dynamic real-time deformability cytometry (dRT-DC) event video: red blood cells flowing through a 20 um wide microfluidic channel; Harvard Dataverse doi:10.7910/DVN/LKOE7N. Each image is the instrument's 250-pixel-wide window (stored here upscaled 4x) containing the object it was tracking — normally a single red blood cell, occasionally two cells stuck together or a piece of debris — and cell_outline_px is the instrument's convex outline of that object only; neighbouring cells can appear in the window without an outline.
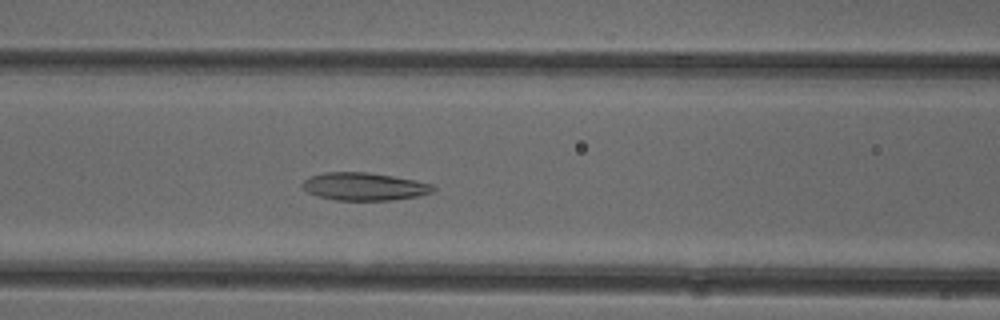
{"species": "common noctule bat (a hibernating species)", "species_latin": "Nyctalus noctula", "temperature_condition": "cold", "stored_images_in_passage": 49, "camera_frame_rate_fps": 3000, "um_per_image_px": 0.085, "animal": {"sex": "female"}, "frame": {"image": 1, "passage_image": 19, "time_ms": 6.0, "image_size_px": [1000, 320], "cell_outline_px": [[436, 188], [432, 192], [416, 196], [392, 200], [336, 200], [320, 196], [308, 192], [304, 188], [304, 180], [312, 176], [324, 172], [368, 172], [392, 176], [432, 184]], "centroid_in_image_um": [30.97, 15.85], "position_along_channel_um": 135.6, "area_um2": 20.75}}
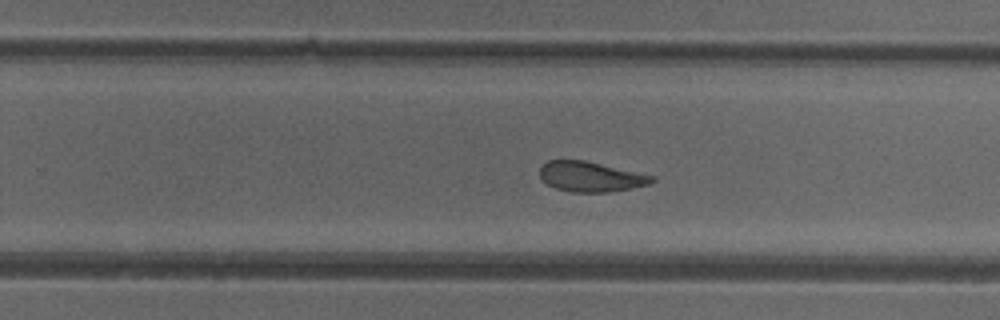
{"frame": {"image": 2, "passage_image": 30, "time_ms": 9.667, "image_size_px": [1000, 320], "cell_outline_px": [[656, 180], [648, 184], [608, 192], [572, 192], [556, 188], [544, 184], [540, 180], [540, 168], [548, 160], [584, 160], [656, 176]], "centroid_in_image_um": [50.17, 15.01], "position_along_channel_um": 279.6, "area_um2": 19.65}}
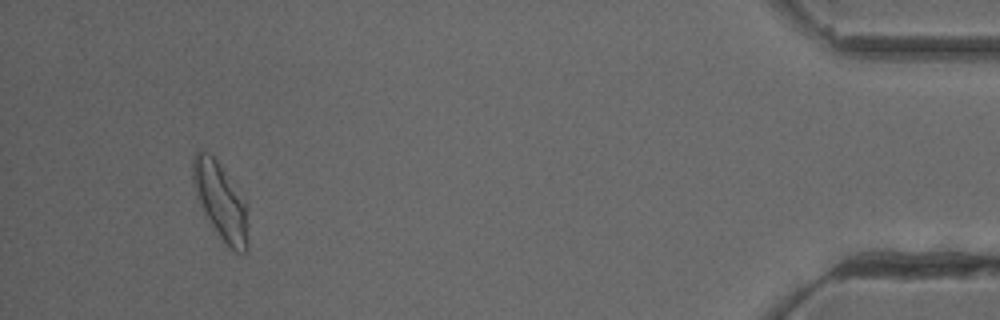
{"frame": {"image": 3, "passage_image": 46, "time_ms": 15.0, "image_size_px": [1000, 320], "cell_outline_px": [[248, 252], [236, 252], [228, 248], [204, 212], [200, 204], [192, 180], [192, 156], [196, 152], [208, 152], [216, 160], [244, 200], [248, 244]], "centroid_in_image_um": [18.73, 17.11], "position_along_channel_um": 416.5, "area_um2": 23.81}, "authors_computed_cell_mechanics": {"area_um2": 21.8484, "velocity_mm_per_s": 3.9344, "shape_relaxation_time_tau1_ms": null, "shape_relaxation_time_tau2_ms": 2.2699, "deformation_change_tau1": null, "deformation_change_tau2": 0.0918}}